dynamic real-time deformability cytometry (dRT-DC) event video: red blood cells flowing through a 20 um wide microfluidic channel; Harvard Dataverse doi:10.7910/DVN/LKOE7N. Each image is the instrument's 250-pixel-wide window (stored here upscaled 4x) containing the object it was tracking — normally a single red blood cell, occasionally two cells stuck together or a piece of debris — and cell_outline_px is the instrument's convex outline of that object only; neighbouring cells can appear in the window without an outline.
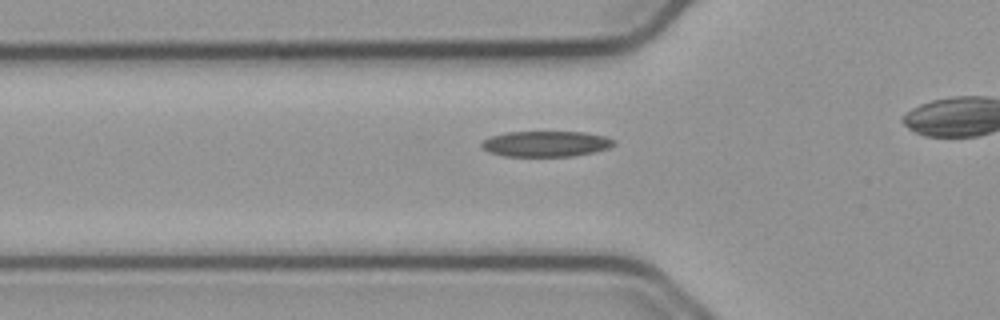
{"species": "common noctule bat (a hibernating species)", "species_latin": "Nyctalus noctula", "temperature_condition": "cold", "stored_images_in_passage": 35, "camera_frame_rate_fps": 3000, "um_per_image_px": 0.085, "animal": {"sex": "male", "body_mass_g": 23.1, "forearm_length_mm": 52.7}, "frame": {"image": 1, "passage_image": 10, "time_ms": 3.0, "image_size_px": [1000, 320], "cell_outline_px": [[616, 144], [608, 148], [592, 152], [572, 156], [504, 156], [488, 152], [480, 144], [488, 136], [508, 132], [584, 132], [604, 136], [616, 140]], "centroid_in_image_um": [46.39, 12.22], "position_along_channel_um": 79.4, "area_um2": 19.77}}
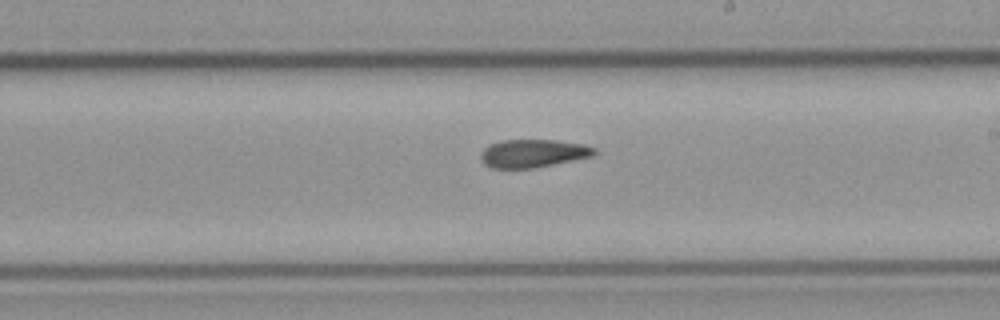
{"frame": {"image": 2, "passage_image": 23, "time_ms": 7.333, "image_size_px": [1000, 320], "cell_outline_px": [[596, 152], [592, 156], [532, 168], [492, 168], [484, 164], [480, 160], [480, 152], [484, 148], [500, 140], [556, 140], [584, 144], [596, 148]], "centroid_in_image_um": [45.28, 13.03], "position_along_channel_um": 243.7, "area_um2": 18.5}}
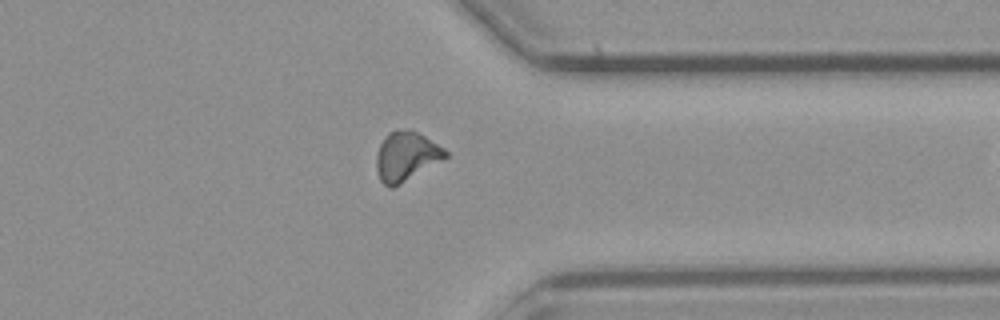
{"frame": {"image": 3, "passage_image": 34, "time_ms": 11.0, "image_size_px": [1000, 320], "cell_outline_px": [[448, 156], [400, 184], [392, 188], [388, 188], [380, 180], [376, 168], [376, 156], [380, 144], [384, 136], [388, 132], [404, 128], [408, 128], [424, 136], [444, 148], [448, 152]], "centroid_in_image_um": [34.49, 13.27], "position_along_channel_um": 376.9, "area_um2": 19.71}}